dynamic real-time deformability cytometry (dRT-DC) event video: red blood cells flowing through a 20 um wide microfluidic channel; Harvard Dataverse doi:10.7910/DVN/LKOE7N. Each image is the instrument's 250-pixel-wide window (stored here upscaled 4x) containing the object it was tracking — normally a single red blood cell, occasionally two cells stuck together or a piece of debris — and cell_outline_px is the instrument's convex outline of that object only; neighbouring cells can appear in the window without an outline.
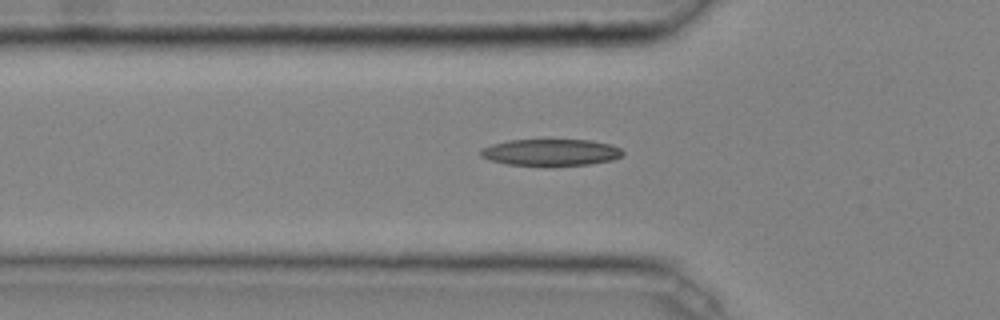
{"species": "common noctule bat (a hibernating species)", "species_latin": "Nyctalus noctula", "temperature_condition": "cold", "stored_images_in_passage": 44, "camera_frame_rate_fps": 3000, "um_per_image_px": 0.085, "animal": {"sex": "male", "body_mass_g": 20.4}, "frame": {"image": 1, "passage_image": 16, "time_ms": 5.0, "image_size_px": [1000, 320], "cell_outline_px": [[624, 156], [612, 160], [588, 164], [544, 168], [508, 164], [492, 160], [480, 156], [480, 148], [492, 144], [508, 140], [592, 140], [612, 144], [620, 148], [624, 152]], "centroid_in_image_um": [46.84, 12.98], "position_along_channel_um": 79.0, "area_um2": 22.83}}
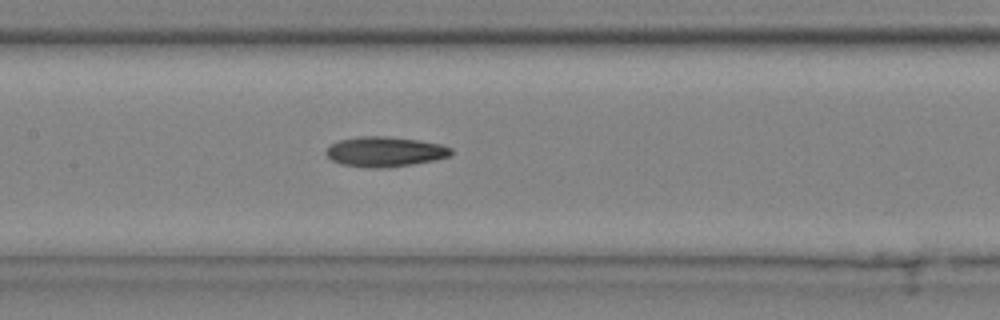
{"frame": {"image": 2, "passage_image": 23, "time_ms": 7.333, "image_size_px": [1000, 320], "cell_outline_px": [[452, 156], [412, 164], [380, 168], [376, 168], [340, 164], [332, 160], [324, 152], [332, 144], [340, 140], [364, 136], [384, 136], [416, 140], [440, 144], [452, 148]], "centroid_in_image_um": [32.73, 12.89], "position_along_channel_um": 174.7, "area_um2": 21.5}}
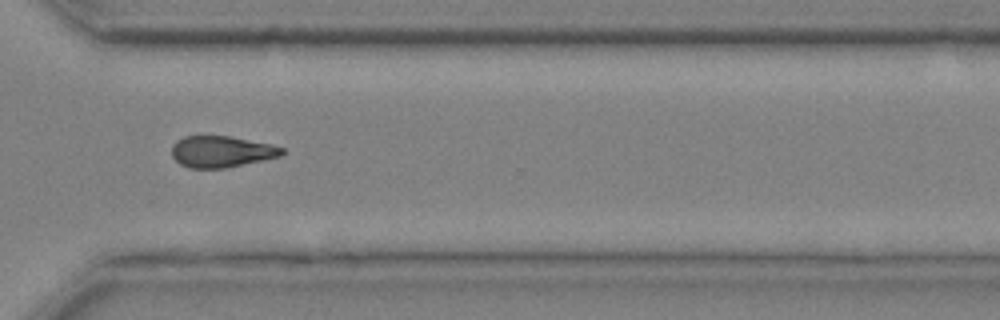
{"frame": {"image": 3, "passage_image": 36, "time_ms": 11.667, "image_size_px": [1000, 320], "cell_outline_px": [[284, 152], [280, 156], [224, 168], [188, 168], [180, 164], [172, 156], [172, 144], [176, 140], [184, 136], [228, 136], [272, 144], [284, 148]], "centroid_in_image_um": [18.79, 12.88], "position_along_channel_um": 351.8, "area_um2": 20.06}, "authors_computed_cell_mechanics": {"area_um2": 21.2415, "velocity_mm_per_s": 4.0818, "shape_relaxation_time_tau1_ms": 5.2015, "shape_relaxation_time_tau2_ms": null, "deformation_change_tau1": 0.1622, "deformation_change_tau2": null}}